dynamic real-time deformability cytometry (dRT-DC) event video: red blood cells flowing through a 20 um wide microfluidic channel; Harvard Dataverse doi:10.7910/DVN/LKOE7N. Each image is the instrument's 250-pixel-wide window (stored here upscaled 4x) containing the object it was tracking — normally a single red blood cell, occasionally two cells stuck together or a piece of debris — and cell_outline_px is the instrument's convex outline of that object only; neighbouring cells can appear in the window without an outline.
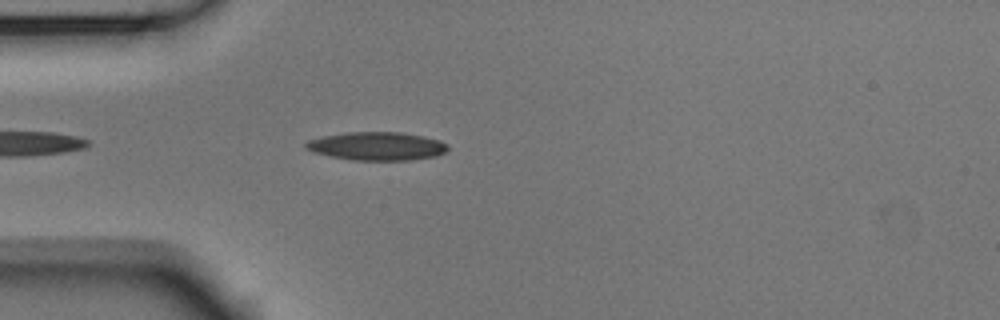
{"species": "Egyptian fruit bat (a non-hibernating species)", "species_latin": "Rousettus aegyptiacus", "temperature_condition": "room temperature", "stored_images_in_passage": 9, "camera_frame_rate_fps": 3000, "um_per_image_px": 0.085, "animal": {"sex": "male"}, "frame": {"image": 1, "passage_image": 4, "time_ms": 1.0, "image_size_px": [1000, 320], "cell_outline_px": [[448, 148], [444, 152], [436, 156], [412, 160], [352, 160], [312, 152], [304, 148], [304, 144], [308, 140], [324, 136], [344, 132], [400, 132], [424, 136], [440, 140], [448, 144]], "centroid_in_image_um": [32.03, 12.42], "position_along_channel_um": 53.0, "area_um2": 23.52}}
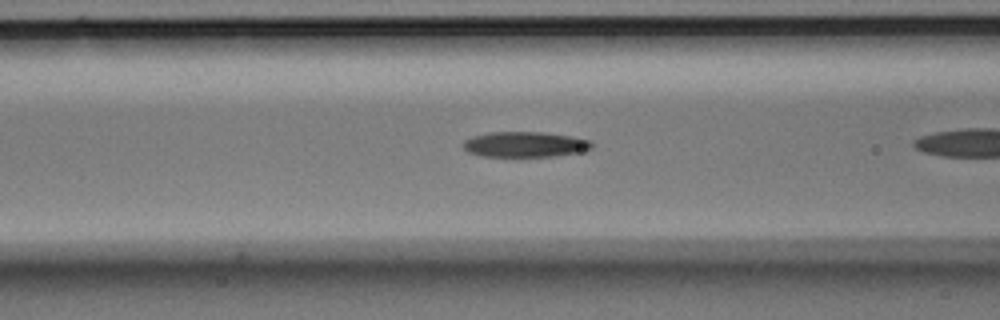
{"frame": {"image": 2, "passage_image": 7, "time_ms": 2.0, "image_size_px": [1000, 320], "cell_outline_px": [[592, 148], [584, 152], [556, 156], [484, 156], [468, 152], [464, 148], [464, 140], [472, 136], [492, 132], [544, 132], [572, 136], [592, 140]], "centroid_in_image_um": [44.69, 12.27], "position_along_channel_um": 121.9, "area_um2": 19.13}}